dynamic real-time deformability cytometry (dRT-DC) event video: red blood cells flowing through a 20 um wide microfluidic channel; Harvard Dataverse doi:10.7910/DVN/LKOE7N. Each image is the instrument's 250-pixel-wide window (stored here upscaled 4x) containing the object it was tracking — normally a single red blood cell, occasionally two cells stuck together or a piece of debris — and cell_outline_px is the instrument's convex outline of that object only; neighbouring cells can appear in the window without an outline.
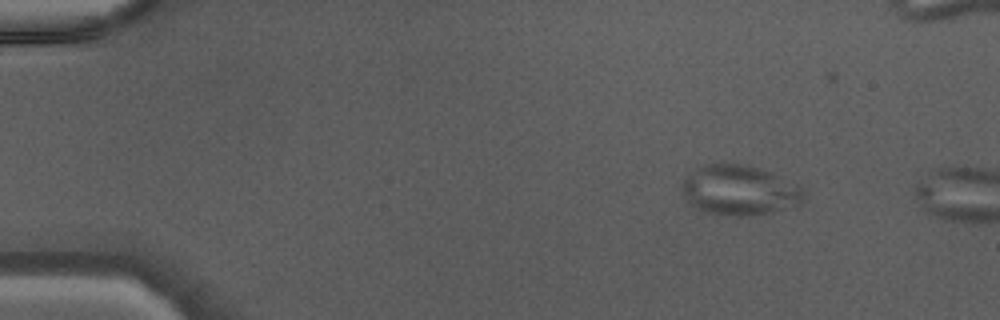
{"species": "Egyptian fruit bat (a non-hibernating species)", "species_latin": "Rousettus aegyptiacus", "temperature_condition": "warm", "stored_images_in_passage": 46, "camera_frame_rate_fps": 3000, "um_per_image_px": 0.085, "animal": {"sex": "male"}, "frame": {"image": 1, "passage_image": 6, "time_ms": 1.667, "image_size_px": [1000, 320], "cell_outline_px": [[804, 200], [800, 204], [792, 208], [772, 212], [748, 216], [736, 216], [708, 212], [696, 208], [688, 200], [680, 184], [684, 176], [700, 164], [740, 164], [756, 168], [768, 172], [800, 188], [804, 192]], "centroid_in_image_um": [62.8, 16.18], "position_along_channel_um": 22.2, "area_um2": 35.03}}
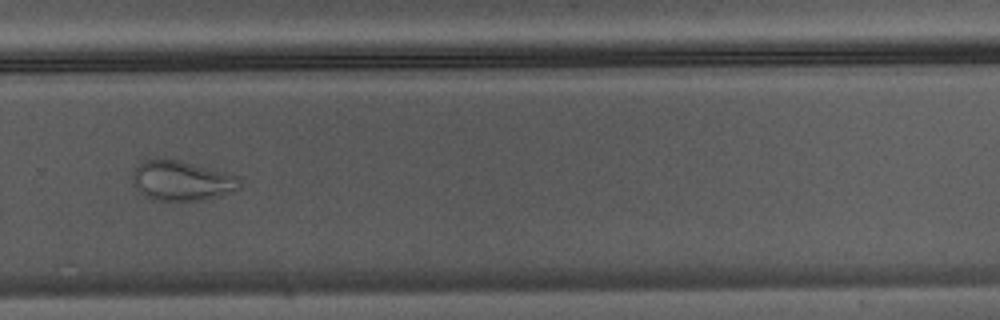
{"frame": {"image": 2, "passage_image": 32, "time_ms": 10.333, "image_size_px": [1000, 320], "cell_outline_px": [[240, 188], [216, 196], [200, 200], [156, 200], [144, 196], [136, 188], [132, 180], [132, 172], [144, 160], [156, 156], [180, 160], [240, 176]], "centroid_in_image_um": [15.4, 15.32], "position_along_channel_um": 314.4, "area_um2": 25.03}}
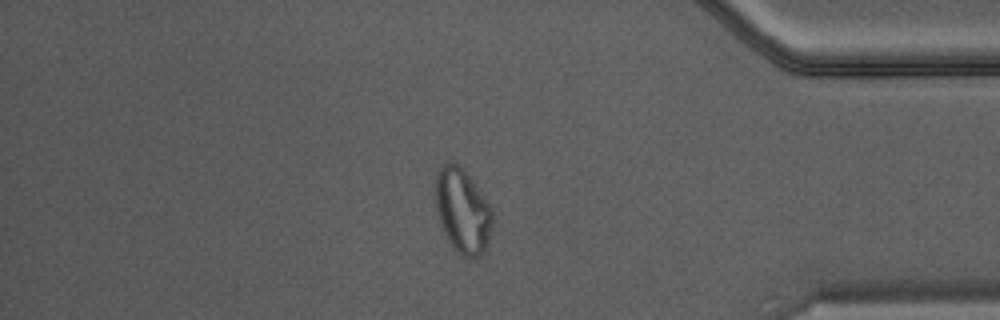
{"frame": {"image": 3, "passage_image": 39, "time_ms": 12.667, "image_size_px": [1000, 320], "cell_outline_px": [[492, 224], [488, 248], [480, 256], [472, 260], [468, 260], [460, 256], [452, 248], [444, 232], [436, 212], [436, 172], [440, 164], [448, 160], [452, 160], [464, 168], [492, 208]], "centroid_in_image_um": [39.32, 17.94], "position_along_channel_um": 395.9, "area_um2": 28.9}}